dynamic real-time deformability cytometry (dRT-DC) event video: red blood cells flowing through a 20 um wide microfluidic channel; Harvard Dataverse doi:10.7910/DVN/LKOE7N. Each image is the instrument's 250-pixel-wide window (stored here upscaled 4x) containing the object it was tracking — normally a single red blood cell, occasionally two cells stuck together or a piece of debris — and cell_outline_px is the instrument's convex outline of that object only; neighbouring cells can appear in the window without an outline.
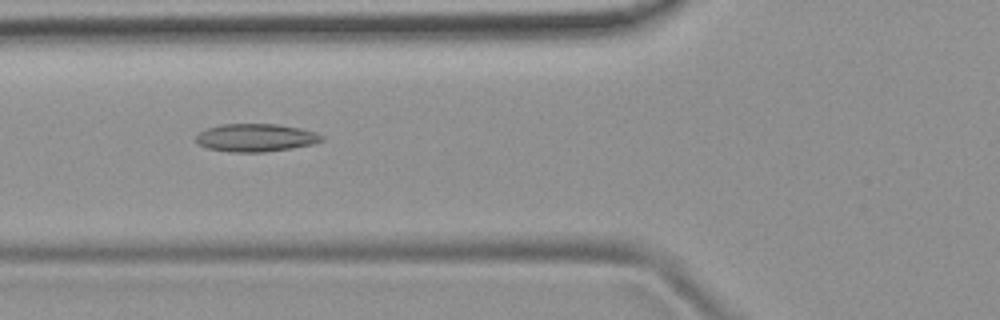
{"species": "common noctule bat (a hibernating species)", "species_latin": "Nyctalus noctula", "temperature_condition": "room temperature", "stored_images_in_passage": 52, "camera_frame_rate_fps": 3000, "um_per_image_px": 0.085, "animal": {"sex": "female", "body_mass_g": 19.9}, "frame": {"image": 1, "passage_image": 20, "time_ms": 6.333, "image_size_px": [1000, 320], "cell_outline_px": [[324, 140], [312, 144], [292, 148], [264, 152], [232, 152], [208, 148], [200, 144], [196, 140], [196, 136], [200, 132], [208, 128], [220, 124], [276, 124], [300, 128], [316, 132], [324, 136]], "centroid_in_image_um": [21.77, 11.7], "position_along_channel_um": 104.0, "area_um2": 20.35}}
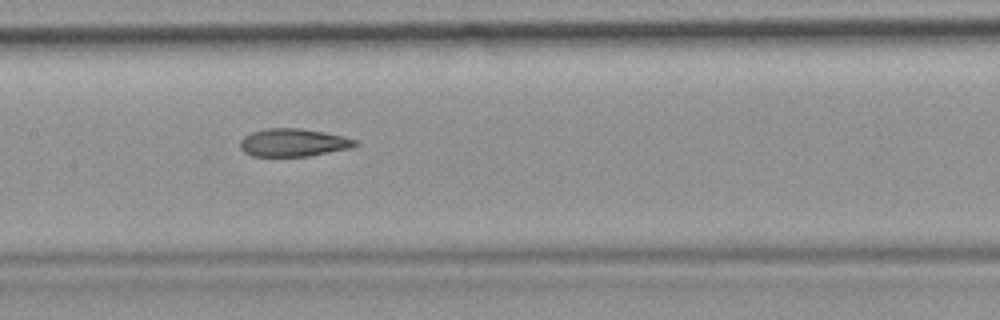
{"frame": {"image": 2, "passage_image": 26, "time_ms": 8.333, "image_size_px": [1000, 320], "cell_outline_px": [[360, 144], [352, 148], [308, 156], [252, 156], [244, 152], [240, 148], [240, 140], [244, 136], [252, 132], [264, 128], [300, 128], [324, 132], [344, 136], [356, 140]], "centroid_in_image_um": [24.94, 12.12], "position_along_channel_um": 182.5, "area_um2": 18.84}}
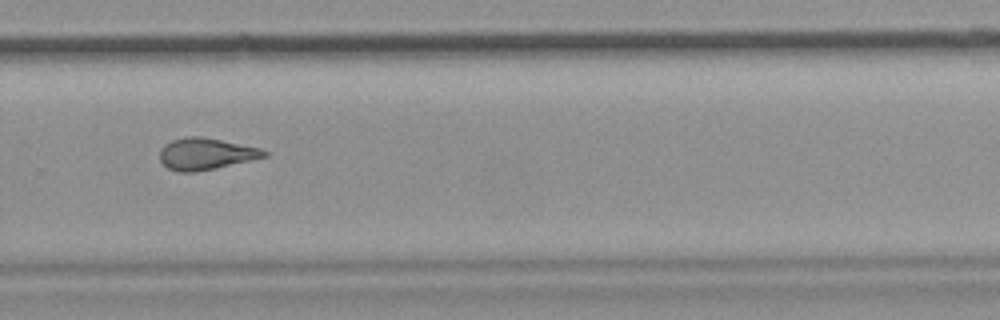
{"frame": {"image": 3, "passage_image": 36, "time_ms": 11.667, "image_size_px": [1000, 320], "cell_outline_px": [[268, 156], [252, 160], [216, 168], [196, 172], [176, 172], [168, 168], [160, 160], [160, 148], [164, 144], [172, 140], [188, 136], [200, 136], [260, 148], [268, 152]], "centroid_in_image_um": [17.48, 13.08], "position_along_channel_um": 312.3, "area_um2": 19.25}, "authors_computed_cell_mechanics": {"area_um2": 20.0566, "velocity_mm_per_s": 3.9109, "shape_relaxation_time_tau1_ms": null, "shape_relaxation_time_tau2_ms": 3.1565, "deformation_change_tau1": null, "deformation_change_tau2": 0.1171}}